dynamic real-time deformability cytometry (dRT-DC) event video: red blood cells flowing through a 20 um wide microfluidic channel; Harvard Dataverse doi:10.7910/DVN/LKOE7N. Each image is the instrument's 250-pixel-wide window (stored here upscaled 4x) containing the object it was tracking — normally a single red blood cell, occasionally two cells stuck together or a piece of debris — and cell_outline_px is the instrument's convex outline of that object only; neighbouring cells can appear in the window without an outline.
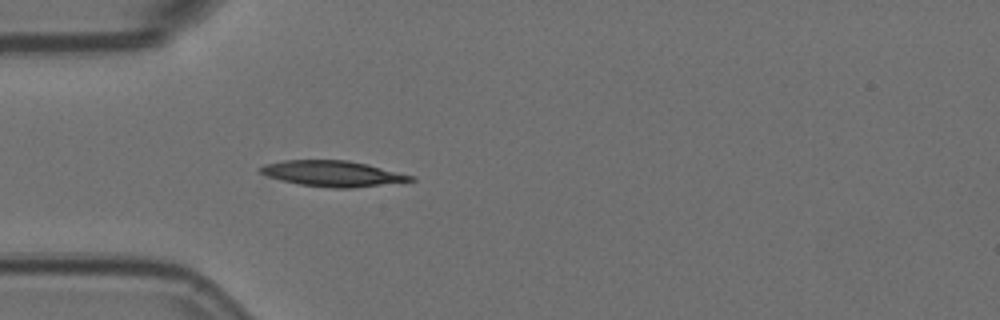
{"species": "Egyptian fruit bat (a non-hibernating species)", "species_latin": "Rousettus aegyptiacus", "temperature_condition": "room temperature", "stored_images_in_passage": 6, "camera_frame_rate_fps": 3000, "um_per_image_px": 0.085, "animal": {"sex": "female"}, "frame": {"image": 1, "passage_image": 6, "time_ms": 1.667, "image_size_px": [1000, 320], "cell_outline_px": [[416, 180], [352, 188], [332, 188], [300, 184], [280, 180], [268, 176], [260, 172], [260, 168], [264, 164], [284, 160], [348, 160], [368, 164], [416, 176]], "centroid_in_image_um": [28.31, 14.75], "position_along_channel_um": 56.7, "area_um2": 22.48}}